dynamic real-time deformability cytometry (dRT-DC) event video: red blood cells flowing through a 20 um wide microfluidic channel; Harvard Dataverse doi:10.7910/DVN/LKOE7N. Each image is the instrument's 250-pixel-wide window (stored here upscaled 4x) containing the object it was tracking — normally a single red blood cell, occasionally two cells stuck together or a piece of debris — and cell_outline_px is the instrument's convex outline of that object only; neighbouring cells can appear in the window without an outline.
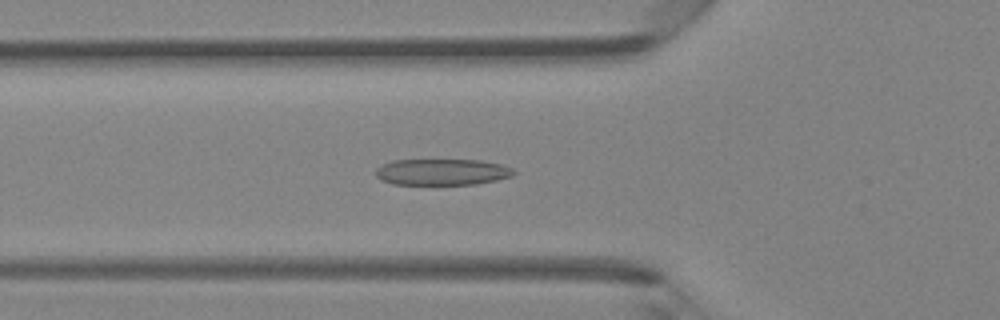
{"species": "Egyptian fruit bat (a non-hibernating species)", "species_latin": "Rousettus aegyptiacus", "temperature_condition": "room temperature", "stored_images_in_passage": 40, "camera_frame_rate_fps": 3000, "um_per_image_px": 0.085, "animal": {"sex": "female"}, "frame": {"image": 1, "passage_image": 9, "time_ms": 2.667, "image_size_px": [1000, 320], "cell_outline_px": [[516, 172], [512, 176], [496, 180], [476, 184], [392, 184], [380, 180], [376, 176], [376, 168], [392, 160], [480, 160], [504, 164], [512, 168]], "centroid_in_image_um": [37.59, 14.61], "position_along_channel_um": 88.2, "area_um2": 21.21}}
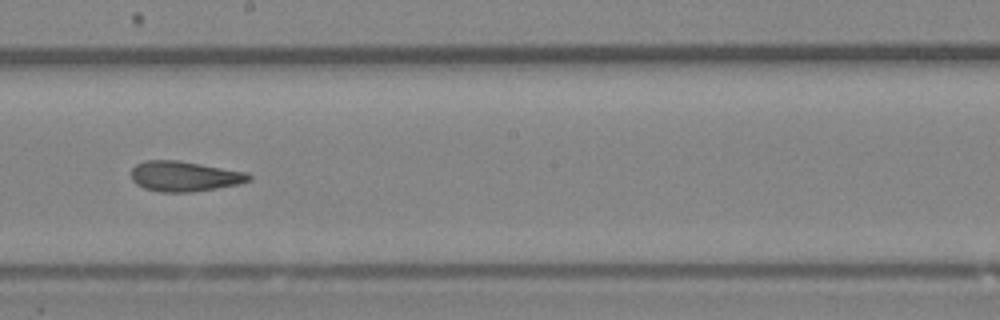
{"frame": {"image": 2, "passage_image": 19, "time_ms": 6.0, "image_size_px": [1000, 320], "cell_outline_px": [[252, 180], [240, 184], [192, 192], [160, 192], [144, 188], [136, 184], [132, 180], [132, 168], [136, 164], [144, 160], [176, 160], [248, 172], [252, 176]], "centroid_in_image_um": [15.69, 14.98], "position_along_channel_um": 232.5, "area_um2": 20.81}}
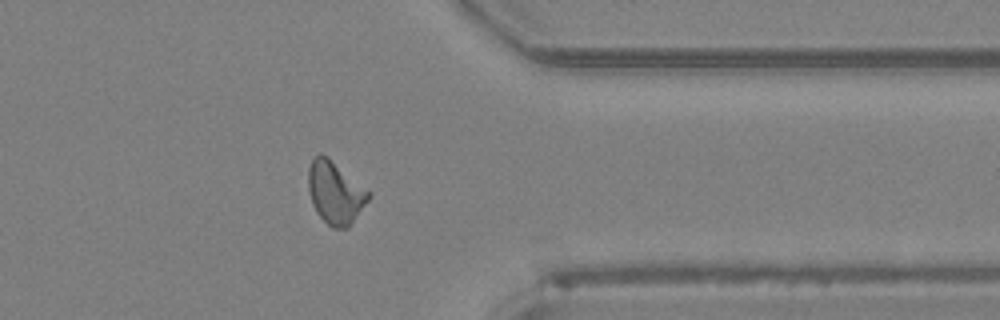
{"frame": {"image": 3, "passage_image": 30, "time_ms": 9.667, "image_size_px": [1000, 320], "cell_outline_px": [[368, 200], [348, 228], [332, 228], [316, 212], [312, 204], [308, 192], [308, 168], [312, 156], [320, 152], [328, 156], [368, 192]], "centroid_in_image_um": [28.42, 16.35], "position_along_channel_um": 383.0, "area_um2": 21.68}, "authors_computed_cell_mechanics": {"area_um2": 21.0392, "velocity_mm_per_s": 4.3429, "shape_relaxation_time_tau1_ms": null, "shape_relaxation_time_tau2_ms": 1.6109, "deformation_change_tau1": null, "deformation_change_tau2": 0.0973}}